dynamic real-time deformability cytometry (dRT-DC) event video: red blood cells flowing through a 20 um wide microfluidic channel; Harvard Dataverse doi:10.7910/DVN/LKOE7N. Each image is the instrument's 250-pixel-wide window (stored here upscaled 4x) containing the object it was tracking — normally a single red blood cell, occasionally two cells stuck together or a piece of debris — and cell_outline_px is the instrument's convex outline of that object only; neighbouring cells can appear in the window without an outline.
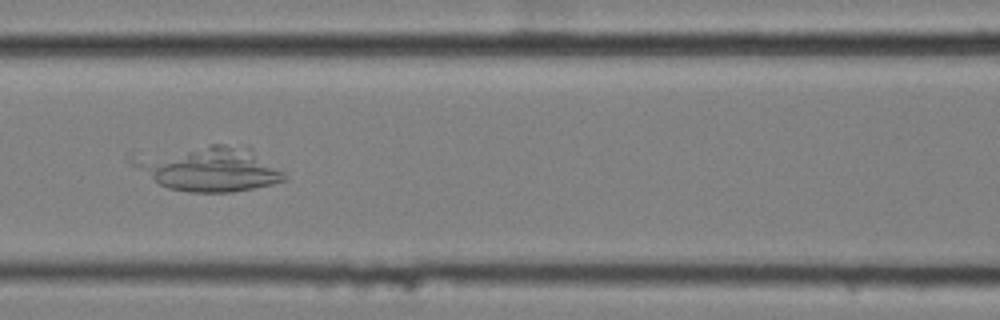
{"species": "common noctule bat (a hibernating species)", "species_latin": "Nyctalus noctula", "temperature_condition": "cold", "stored_images_in_passage": 10, "camera_frame_rate_fps": 3000, "um_per_image_px": 0.085, "animal": {"sex": "female", "body_mass_g": 25.1}, "frame": {"image": 1, "passage_image": 5, "time_ms": 1.333, "image_size_px": [1000, 320], "cell_outline_px": [[288, 176], [284, 180], [272, 184], [232, 192], [192, 192], [168, 188], [160, 184], [128, 164], [132, 160], [208, 144], [224, 144], [252, 148], [284, 172]], "centroid_in_image_um": [17.9, 14.37], "position_along_channel_um": 148.7, "area_um2": 38.32}}
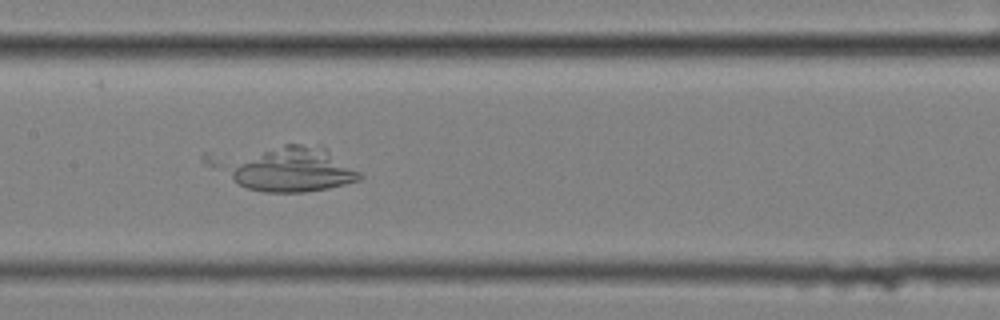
{"frame": {"image": 2, "passage_image": 6, "time_ms": 1.667, "image_size_px": [1000, 320], "cell_outline_px": [[364, 176], [360, 180], [328, 188], [304, 192], [264, 192], [248, 188], [240, 184], [204, 164], [200, 156], [204, 152], [284, 144], [300, 144], [324, 148], [360, 172]], "centroid_in_image_um": [24.01, 14.27], "position_along_channel_um": 183.4, "area_um2": 40.11}}
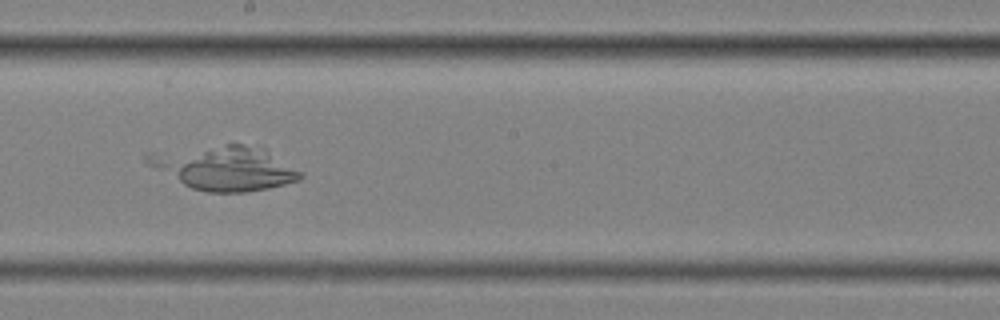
{"frame": {"image": 3, "passage_image": 7, "time_ms": 2.0, "image_size_px": [1000, 320], "cell_outline_px": [[304, 176], [300, 180], [268, 188], [244, 192], [208, 192], [192, 188], [144, 164], [144, 152], [224, 144], [244, 144], [264, 148], [304, 172]], "centroid_in_image_um": [19.05, 14.25], "position_along_channel_um": 229.2, "area_um2": 39.88}}